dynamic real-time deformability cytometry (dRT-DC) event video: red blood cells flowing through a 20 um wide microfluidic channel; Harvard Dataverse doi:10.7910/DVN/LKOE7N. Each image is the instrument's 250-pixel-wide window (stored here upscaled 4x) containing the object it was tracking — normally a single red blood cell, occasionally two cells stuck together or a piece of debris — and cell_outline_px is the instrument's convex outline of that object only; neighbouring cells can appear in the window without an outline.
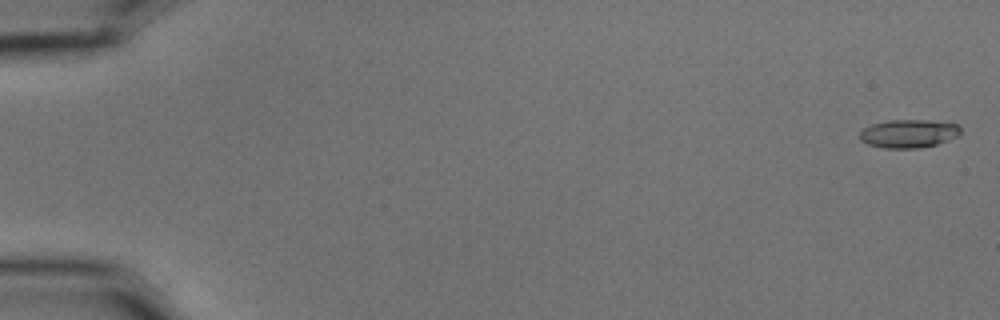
{"species": "common noctule bat (a hibernating species)", "species_latin": "Nyctalus noctula", "temperature_condition": "cold", "stored_images_in_passage": 8, "camera_frame_rate_fps": 3000, "um_per_image_px": 0.085, "animal": {"sex": "male", "body_mass_g": 15.6}, "frame": {"image": 1, "passage_image": 1, "time_ms": 0.0, "image_size_px": [1000, 320], "cell_outline_px": [[960, 132], [956, 136], [948, 140], [936, 144], [916, 148], [884, 148], [868, 144], [860, 140], [860, 132], [864, 128], [872, 124], [888, 120], [924, 120], [960, 124]], "centroid_in_image_um": [77.22, 11.35], "position_along_channel_um": 7.8, "area_um2": 16.47}}
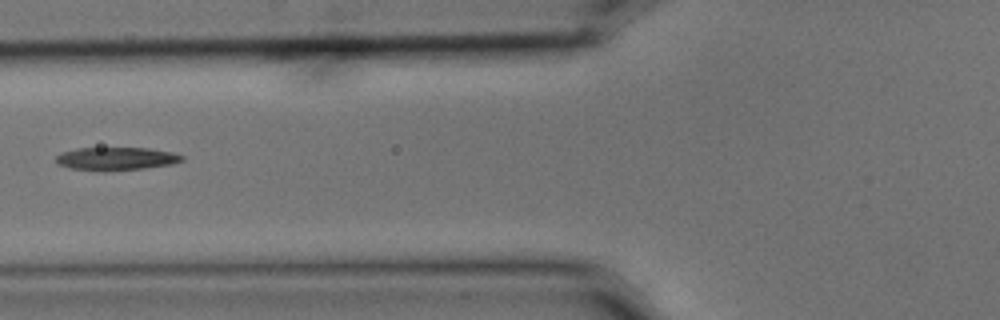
{"frame": {"image": 2, "passage_image": 6, "time_ms": 1.667, "image_size_px": [1000, 320], "cell_outline_px": [[184, 160], [172, 164], [144, 168], [104, 172], [72, 168], [60, 164], [56, 160], [56, 156], [60, 152], [76, 148], [148, 148], [172, 152], [184, 156]], "centroid_in_image_um": [9.88, 13.49], "position_along_channel_um": 115.9, "area_um2": 16.99}}
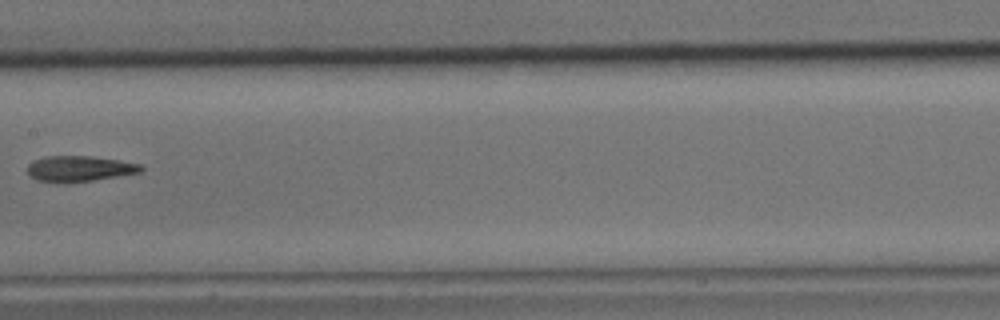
{"frame": {"image": 3, "passage_image": 8, "time_ms": 2.333, "image_size_px": [1000, 320], "cell_outline_px": [[144, 168], [140, 172], [68, 184], [60, 184], [36, 180], [28, 176], [28, 164], [32, 160], [44, 156], [92, 156], [120, 160], [140, 164]], "centroid_in_image_um": [6.67, 14.35], "position_along_channel_um": 200.7, "area_um2": 17.34}}